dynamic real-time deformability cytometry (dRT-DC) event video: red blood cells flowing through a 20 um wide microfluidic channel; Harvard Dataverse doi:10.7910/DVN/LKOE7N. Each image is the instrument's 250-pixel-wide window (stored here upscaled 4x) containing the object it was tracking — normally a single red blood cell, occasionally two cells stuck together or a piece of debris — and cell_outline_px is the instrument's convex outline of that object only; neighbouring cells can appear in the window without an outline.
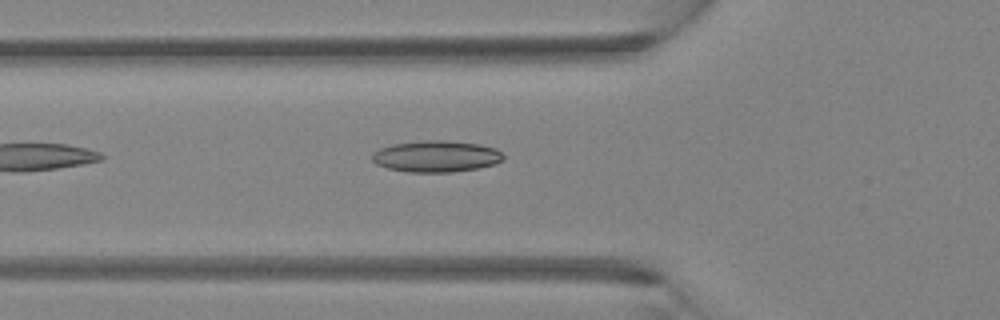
{"species": "Egyptian fruit bat (a non-hibernating species)", "species_latin": "Rousettus aegyptiacus", "temperature_condition": "room temperature", "stored_images_in_passage": 4, "camera_frame_rate_fps": 3000, "um_per_image_px": 0.085, "animal": {"sex": "female"}, "frame": {"image": 1, "passage_image": 4, "time_ms": 1.0, "image_size_px": [1000, 320], "cell_outline_px": [[504, 160], [492, 164], [476, 168], [452, 172], [408, 172], [388, 168], [376, 164], [372, 160], [372, 152], [380, 148], [392, 144], [424, 140], [444, 140], [480, 144], [496, 148], [504, 156]], "centroid_in_image_um": [37.06, 13.28], "position_along_channel_um": 88.7, "area_um2": 24.04}}